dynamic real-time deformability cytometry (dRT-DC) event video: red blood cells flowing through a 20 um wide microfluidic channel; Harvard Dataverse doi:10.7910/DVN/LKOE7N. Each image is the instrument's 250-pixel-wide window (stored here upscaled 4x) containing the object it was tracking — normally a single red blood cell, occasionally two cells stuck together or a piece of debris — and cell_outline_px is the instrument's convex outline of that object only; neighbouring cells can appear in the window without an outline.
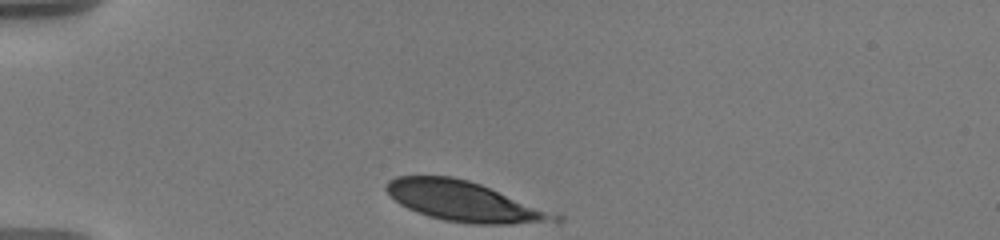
{"species": "human", "species_latin": "Homo sapiens", "temperature_condition": "warm", "stored_images_in_passage": 52, "camera_frame_rate_fps": 3000, "um_per_image_px": 0.085, "donor": {"sex": "male"}, "frame": {"image": 1, "passage_image": 1, "time_ms": 0.0, "image_size_px": [1000, 240], "cell_outline_px": [[564, 220], [560, 224], [472, 224], [444, 220], [428, 216], [408, 208], [400, 204], [384, 188], [384, 184], [388, 180], [396, 176], [452, 176], [468, 180], [480, 184], [564, 216]], "centroid_in_image_um": [39.57, 17.15], "position_along_channel_um": 45.4, "area_um2": 39.65}}
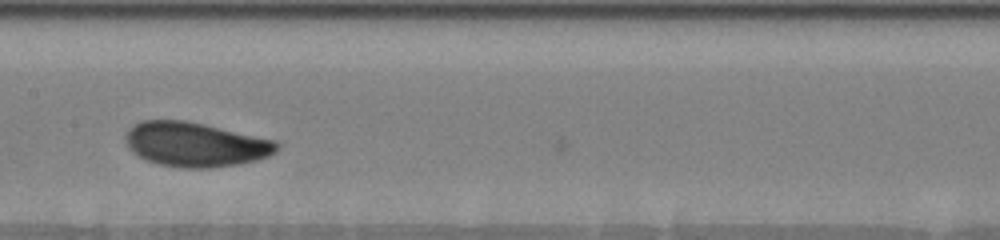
{"frame": {"image": 2, "passage_image": 18, "time_ms": 5.0, "image_size_px": [1000, 240], "cell_outline_px": [[280, 148], [276, 152], [268, 156], [256, 160], [236, 164], [208, 168], [188, 168], [160, 164], [148, 160], [132, 152], [128, 148], [124, 140], [124, 136], [128, 128], [132, 124], [140, 120], [188, 120], [276, 140], [280, 144]], "centroid_in_image_um": [16.59, 12.25], "position_along_channel_um": 190.8, "area_um2": 39.48}}
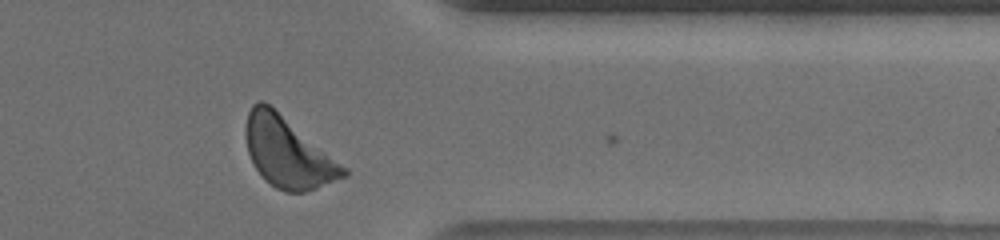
{"frame": {"image": 3, "passage_image": 44, "time_ms": 10.667, "image_size_px": [1000, 240], "cell_outline_px": [[348, 176], [316, 188], [304, 192], [284, 192], [276, 188], [256, 168], [248, 152], [244, 132], [244, 128], [248, 112], [252, 104], [260, 100], [264, 100], [348, 168]], "centroid_in_image_um": [24.47, 12.94], "position_along_channel_um": 386.9, "area_um2": 39.65}, "authors_computed_cell_mechanics": {"area_um2": 38.3503, "velocity_mm_per_s": 3.5678, "shape_relaxation_time_tau1_ms": 1.8498, "shape_relaxation_time_tau2_ms": null, "deformation_change_tau1": 0.1111, "deformation_change_tau2": null}}